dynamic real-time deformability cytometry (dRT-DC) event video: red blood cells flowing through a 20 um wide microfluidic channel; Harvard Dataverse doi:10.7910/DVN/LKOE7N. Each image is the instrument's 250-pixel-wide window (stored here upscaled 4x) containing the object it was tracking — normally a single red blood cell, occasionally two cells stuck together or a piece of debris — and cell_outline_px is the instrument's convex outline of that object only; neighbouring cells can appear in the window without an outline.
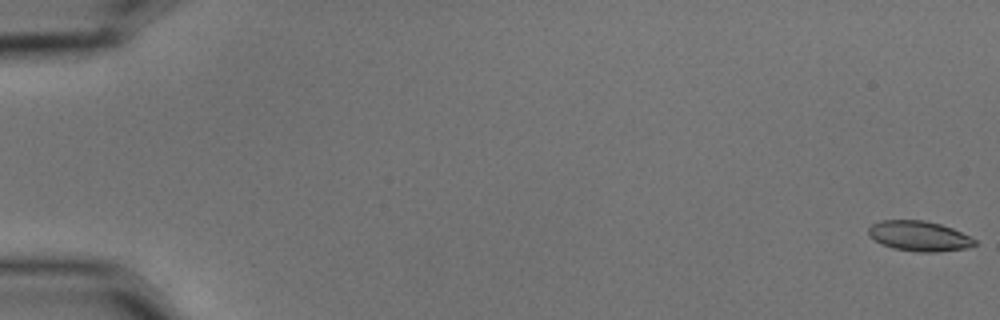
{"species": "common noctule bat (a hibernating species)", "species_latin": "Nyctalus noctula", "temperature_condition": "cold", "stored_images_in_passage": 6, "camera_frame_rate_fps": 3000, "um_per_image_px": 0.085, "animal": {"sex": "male", "body_mass_g": 15.6}, "frame": {"image": 1, "passage_image": 1, "time_ms": 0.0, "image_size_px": [1000, 320], "cell_outline_px": [[976, 244], [964, 248], [936, 252], [916, 252], [892, 248], [880, 244], [868, 232], [868, 228], [872, 224], [880, 220], [924, 220], [940, 224], [952, 228], [976, 240]], "centroid_in_image_um": [78.09, 20.06], "position_along_channel_um": 6.9, "area_um2": 18.5}}
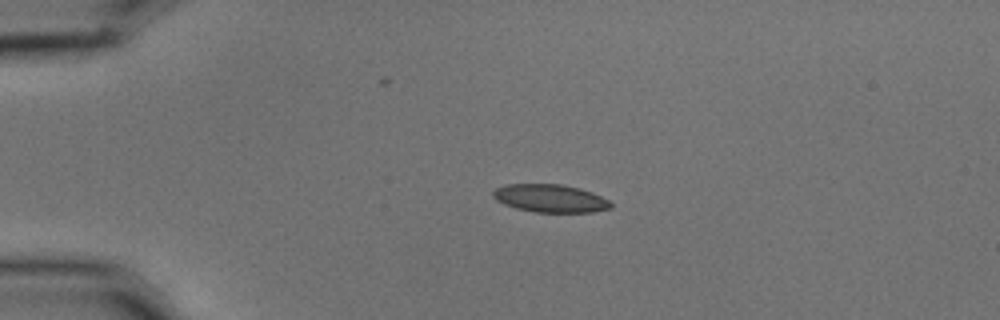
{"frame": {"image": 2, "passage_image": 4, "time_ms": 1.0, "image_size_px": [1000, 320], "cell_outline_px": [[612, 208], [592, 212], [536, 212], [516, 208], [504, 204], [496, 200], [492, 196], [492, 192], [496, 188], [504, 184], [560, 184], [592, 192], [608, 200], [612, 204]], "centroid_in_image_um": [46.74, 16.86], "position_along_channel_um": 38.3, "area_um2": 19.07}}